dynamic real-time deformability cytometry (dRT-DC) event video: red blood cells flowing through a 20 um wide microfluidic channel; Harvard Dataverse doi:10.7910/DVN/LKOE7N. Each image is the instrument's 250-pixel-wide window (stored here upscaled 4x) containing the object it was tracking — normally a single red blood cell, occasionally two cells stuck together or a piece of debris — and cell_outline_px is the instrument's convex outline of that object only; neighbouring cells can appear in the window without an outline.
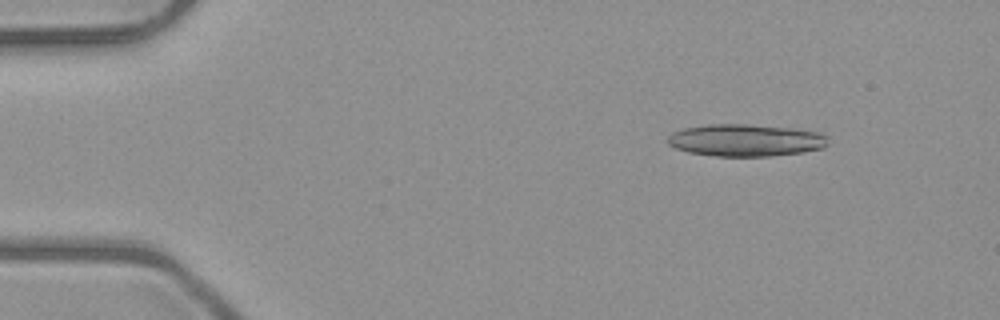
{"species": "common noctule bat (a hibernating species)", "species_latin": "Nyctalus noctula", "temperature_condition": "room temperature", "stored_images_in_passage": 17, "camera_frame_rate_fps": 3000, "um_per_image_px": 0.085, "animal": {"sex": "male", "body_mass_g": 23.1, "forearm_length_mm": 52.7}, "frame": {"image": 1, "passage_image": 6, "time_ms": 1.667, "image_size_px": [1000, 320], "cell_outline_px": [[828, 144], [824, 148], [804, 152], [772, 156], [716, 156], [688, 152], [676, 148], [668, 144], [664, 140], [672, 132], [684, 128], [708, 124], [748, 124], [788, 128], [820, 132], [828, 136]], "centroid_in_image_um": [63.38, 11.92], "position_along_channel_um": 21.6, "area_um2": 30.29}}